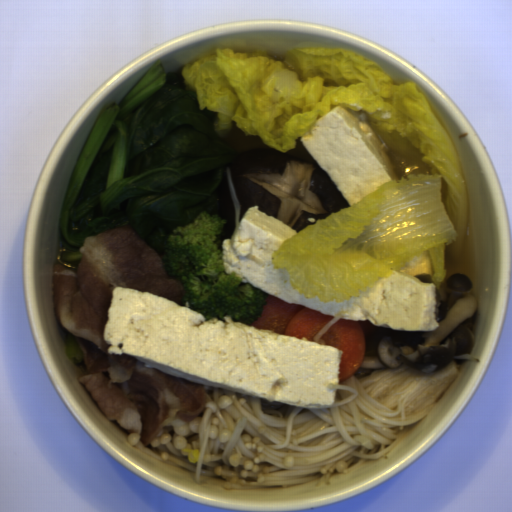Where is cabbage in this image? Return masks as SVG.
Here are the masks:
<instances>
[{"label": "cabbage", "mask_w": 512, "mask_h": 512, "mask_svg": "<svg viewBox=\"0 0 512 512\" xmlns=\"http://www.w3.org/2000/svg\"><path fill=\"white\" fill-rule=\"evenodd\" d=\"M200 110L217 112L245 135L286 153L335 107L366 122L398 178L349 208L317 219L271 254L306 299L342 303L428 252L436 289L460 260L468 195L454 142L417 83H395L381 64L338 48L291 49L284 61L261 53L215 55L182 72Z\"/></svg>", "instance_id": "1"}]
</instances>
